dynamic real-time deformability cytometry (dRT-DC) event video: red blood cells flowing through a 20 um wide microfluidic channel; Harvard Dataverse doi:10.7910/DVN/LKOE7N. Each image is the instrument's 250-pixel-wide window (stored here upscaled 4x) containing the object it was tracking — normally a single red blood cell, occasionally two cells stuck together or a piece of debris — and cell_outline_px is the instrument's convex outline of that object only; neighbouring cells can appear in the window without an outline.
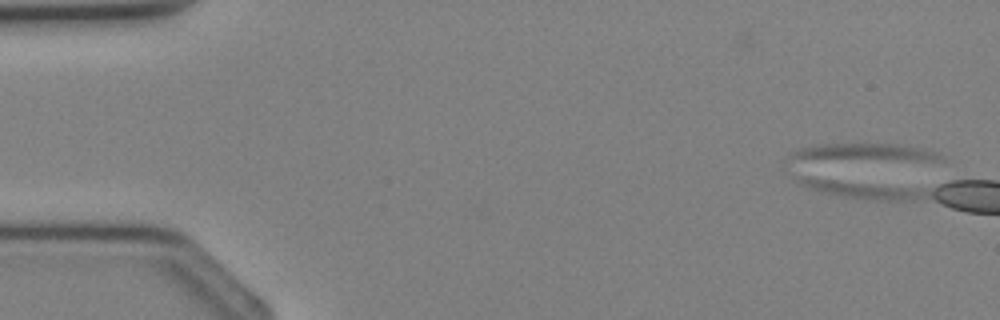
{"species": "Egyptian fruit bat (a non-hibernating species)", "species_latin": "Rousettus aegyptiacus", "temperature_condition": "cold", "stored_images_in_passage": 1, "camera_frame_rate_fps": 3000, "um_per_image_px": 0.085, "animal": {"sex": "female"}, "frame": {"image": 1, "passage_image": 1, "time_ms": 0.0, "image_size_px": [1000, 320], "cell_outline_px": [[944, 160], [784, 172], [780, 160], [788, 152], [796, 148], [816, 144], [896, 144], [924, 148], [936, 152]], "centroid_in_image_um": [72.53, 13.28], "position_along_channel_um": 12.5, "area_um2": 23.12}}